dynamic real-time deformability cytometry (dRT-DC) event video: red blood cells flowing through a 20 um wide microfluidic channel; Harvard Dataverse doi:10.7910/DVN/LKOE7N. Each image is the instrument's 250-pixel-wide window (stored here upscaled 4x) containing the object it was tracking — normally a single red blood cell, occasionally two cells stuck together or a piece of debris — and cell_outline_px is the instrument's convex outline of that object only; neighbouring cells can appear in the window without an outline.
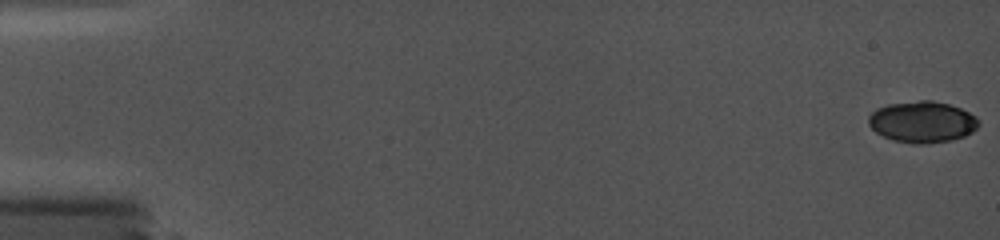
{"species": "common noctule bat (a hibernating species)", "species_latin": "Nyctalus noctula", "temperature_condition": "cold", "stored_images_in_passage": 38, "camera_frame_rate_fps": 5000, "um_per_image_px": 0.085, "animal": {"sex": "female", "body_mass_g": 19.0, "forearm_length_mm": 56.7}, "frame": {"image": 1, "passage_image": 1, "time_ms": 0.0, "image_size_px": [1000, 240], "cell_outline_px": [[980, 124], [972, 132], [964, 136], [952, 140], [924, 144], [912, 144], [892, 140], [876, 132], [868, 124], [868, 116], [876, 108], [888, 104], [920, 100], [932, 100], [948, 104], [960, 108], [976, 116]], "centroid_in_image_um": [78.38, 10.36], "position_along_channel_um": 6.6, "area_um2": 26.65}}
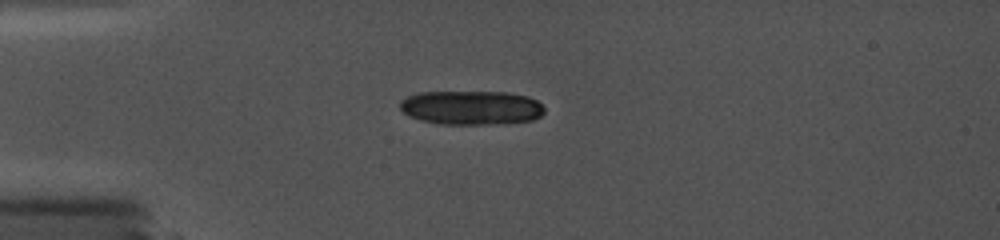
{"frame": {"image": 2, "passage_image": 32, "time_ms": 4.8, "image_size_px": [1000, 240], "cell_outline_px": [[544, 112], [540, 116], [532, 120], [484, 124], [440, 124], [420, 120], [408, 116], [400, 108], [400, 100], [408, 96], [420, 92], [508, 92], [528, 96], [536, 100], [544, 108]], "centroid_in_image_um": [40.03, 9.14], "position_along_channel_um": 45.0, "area_um2": 28.61}}